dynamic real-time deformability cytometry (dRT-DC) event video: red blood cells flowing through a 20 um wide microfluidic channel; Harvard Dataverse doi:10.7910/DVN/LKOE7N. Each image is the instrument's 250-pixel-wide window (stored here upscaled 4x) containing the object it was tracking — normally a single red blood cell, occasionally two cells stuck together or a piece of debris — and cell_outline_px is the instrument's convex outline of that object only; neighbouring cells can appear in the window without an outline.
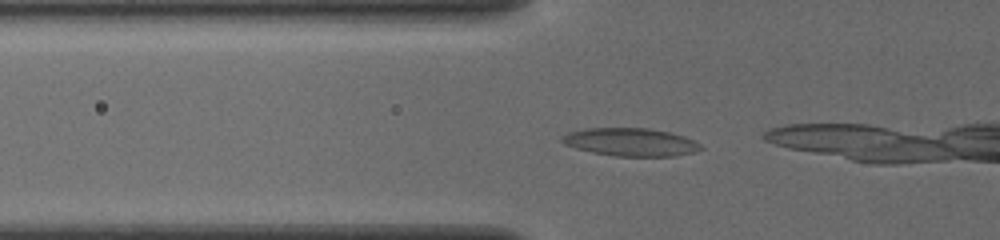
{"species": "common noctule bat (a hibernating species)", "species_latin": "Nyctalus noctula", "temperature_condition": "cold", "stored_images_in_passage": 18, "camera_frame_rate_fps": 3000, "um_per_image_px": 0.085, "animal": {"sex": "female", "body_mass_g": 19.5, "forearm_length_mm": 54.1}, "frame": {"image": 1, "passage_image": 6, "time_ms": 1.667, "image_size_px": [1000, 240], "cell_outline_px": [[704, 148], [696, 152], [676, 156], [616, 156], [592, 152], [576, 148], [564, 144], [560, 140], [560, 136], [568, 132], [584, 128], [648, 128], [668, 132], [684, 136], [700, 144]], "centroid_in_image_um": [53.59, 12.08], "position_along_channel_um": 72.2, "area_um2": 22.72}}
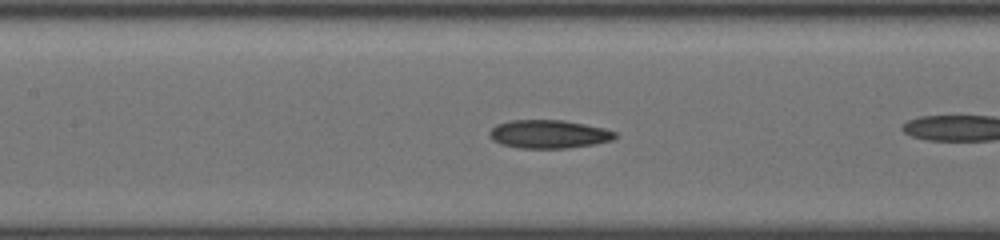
{"frame": {"image": 2, "passage_image": 13, "time_ms": 4.0, "image_size_px": [1000, 240], "cell_outline_px": [[616, 136], [612, 140], [592, 144], [568, 148], [520, 148], [500, 144], [492, 140], [488, 136], [488, 132], [496, 124], [508, 120], [564, 120], [604, 128], [616, 132]], "centroid_in_image_um": [46.59, 11.39], "position_along_channel_um": 160.8, "area_um2": 20.81}}
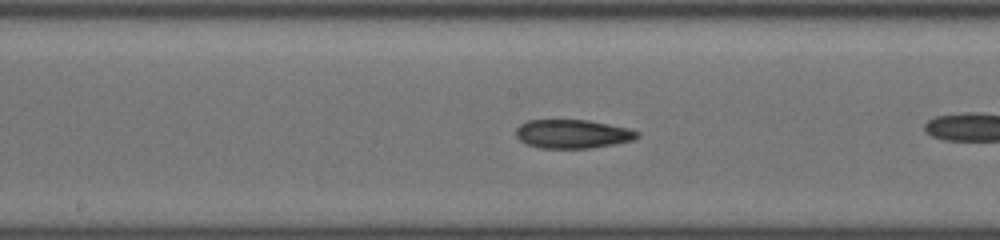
{"frame": {"image": 3, "passage_image": 16, "time_ms": 5.0, "image_size_px": [1000, 240], "cell_outline_px": [[640, 136], [632, 140], [616, 144], [592, 148], [540, 148], [524, 144], [516, 136], [516, 128], [520, 124], [528, 120], [588, 120], [628, 128], [640, 132]], "centroid_in_image_um": [48.66, 11.39], "position_along_channel_um": 199.5, "area_um2": 20.46}}